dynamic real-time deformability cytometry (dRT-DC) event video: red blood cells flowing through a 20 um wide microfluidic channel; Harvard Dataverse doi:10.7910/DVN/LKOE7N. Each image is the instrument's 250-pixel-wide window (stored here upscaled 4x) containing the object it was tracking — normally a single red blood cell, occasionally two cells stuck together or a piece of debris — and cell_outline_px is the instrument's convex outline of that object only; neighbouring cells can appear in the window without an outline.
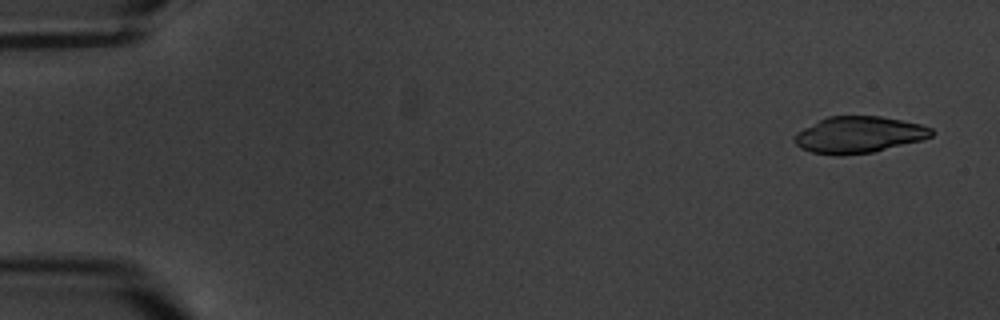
{"species": "common noctule bat (a hibernating species)", "species_latin": "Nyctalus noctula", "temperature_condition": "warm", "stored_images_in_passage": 6, "camera_frame_rate_fps": 3000, "um_per_image_px": 0.085, "animal": {"sex": "male", "body_mass_g": 20.1, "forearm_length_mm": 53.5}, "frame": {"image": 1, "passage_image": 1, "time_ms": 0.0, "image_size_px": [1000, 320], "cell_outline_px": [[936, 132], [932, 136], [920, 140], [872, 152], [840, 156], [832, 156], [812, 152], [800, 148], [792, 140], [792, 136], [796, 132], [828, 116], [880, 116], [920, 124], [932, 128]], "centroid_in_image_um": [72.96, 11.46], "position_along_channel_um": 12.0, "area_um2": 29.19}}